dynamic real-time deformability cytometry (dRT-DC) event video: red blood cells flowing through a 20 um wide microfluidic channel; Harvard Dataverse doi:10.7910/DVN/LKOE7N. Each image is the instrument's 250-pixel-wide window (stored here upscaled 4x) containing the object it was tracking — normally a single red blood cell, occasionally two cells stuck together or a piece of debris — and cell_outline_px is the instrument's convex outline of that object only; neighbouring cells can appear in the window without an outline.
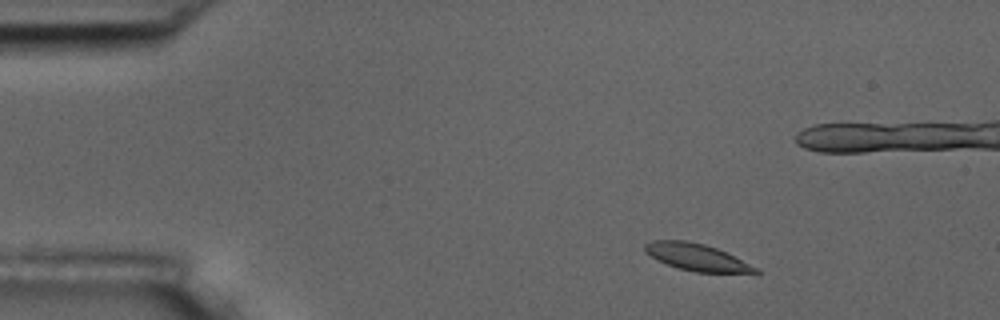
{"species": "common noctule bat (a hibernating species)", "species_latin": "Nyctalus noctula", "temperature_condition": "room temperature", "stored_images_in_passage": 54, "camera_frame_rate_fps": 3000, "um_per_image_px": 0.085, "animal": {"sex": "male", "body_mass_g": 17.5, "forearm_length_mm": 52.3}, "frame": {"image": 1, "passage_image": 5, "time_ms": 1.333, "image_size_px": [1000, 320], "cell_outline_px": [[760, 272], [696, 272], [676, 268], [644, 252], [644, 244], [652, 240], [684, 240], [704, 244], [716, 248], [760, 268]], "centroid_in_image_um": [59.2, 21.85], "position_along_channel_um": 25.8, "area_um2": 17.11}}
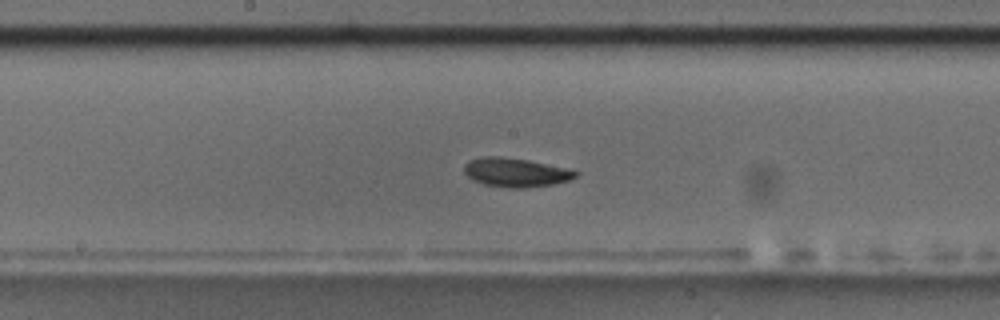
{"frame": {"image": 2, "passage_image": 26, "time_ms": 8.333, "image_size_px": [1000, 320], "cell_outline_px": [[580, 172], [576, 176], [568, 180], [552, 184], [524, 188], [508, 188], [484, 184], [472, 180], [464, 172], [464, 164], [468, 160], [480, 156], [500, 156], [528, 160], [568, 168]], "centroid_in_image_um": [43.8, 14.64], "position_along_channel_um": 204.4, "area_um2": 18.9}}
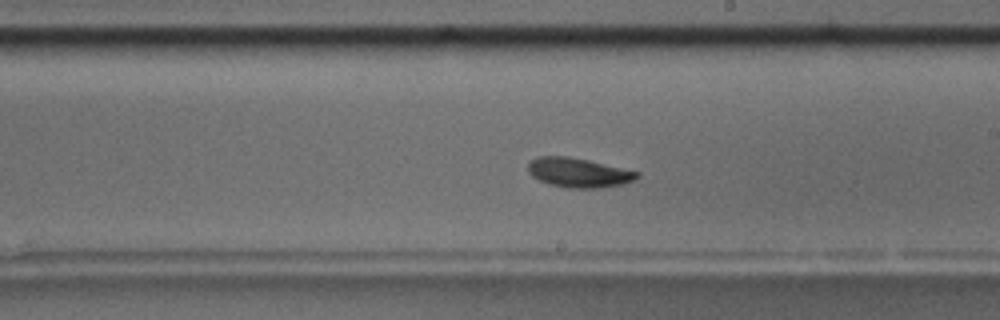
{"frame": {"image": 3, "passage_image": 29, "time_ms": 9.333, "image_size_px": [1000, 320], "cell_outline_px": [[640, 176], [636, 180], [624, 184], [604, 188], [568, 188], [548, 184], [532, 176], [528, 172], [528, 164], [536, 156], [568, 156], [588, 160], [640, 172]], "centroid_in_image_um": [49.21, 14.68], "position_along_channel_um": 239.8, "area_um2": 18.9}}